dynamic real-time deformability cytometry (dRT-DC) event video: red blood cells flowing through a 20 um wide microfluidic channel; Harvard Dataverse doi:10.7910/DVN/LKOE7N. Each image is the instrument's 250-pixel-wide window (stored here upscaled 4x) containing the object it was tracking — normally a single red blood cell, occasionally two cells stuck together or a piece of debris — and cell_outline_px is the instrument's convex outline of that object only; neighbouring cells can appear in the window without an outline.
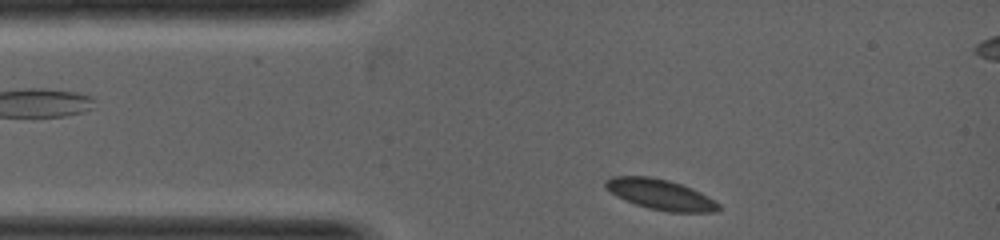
{"species": "common noctule bat (a hibernating species)", "species_latin": "Nyctalus noctula", "temperature_condition": "warm", "stored_images_in_passage": 3, "camera_frame_rate_fps": 5000, "um_per_image_px": 0.085, "animal": {"sex": "female", "body_mass_g": 19.0, "forearm_length_mm": 53.3}, "frame": {"image": 1, "passage_image": 1, "time_ms": 0.0, "image_size_px": [1000, 240], "cell_outline_px": [[720, 208], [716, 212], [668, 212], [648, 208], [624, 200], [616, 196], [604, 184], [612, 176], [648, 176], [668, 180], [692, 188], [700, 192], [720, 204]], "centroid_in_image_um": [56.16, 16.54], "position_along_channel_um": 28.8, "area_um2": 19.83}}